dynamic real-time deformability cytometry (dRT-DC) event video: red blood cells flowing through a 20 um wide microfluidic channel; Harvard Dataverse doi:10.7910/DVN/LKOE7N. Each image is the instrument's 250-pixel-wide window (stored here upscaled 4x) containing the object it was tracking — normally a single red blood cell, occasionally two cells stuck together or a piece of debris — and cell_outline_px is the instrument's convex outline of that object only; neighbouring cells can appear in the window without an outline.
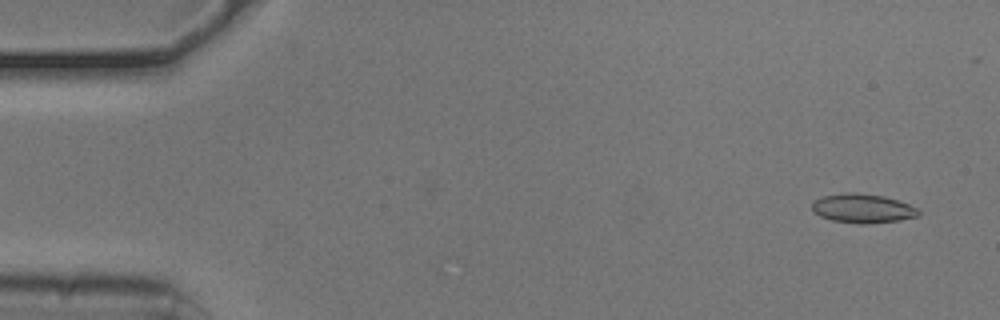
{"species": "common noctule bat (a hibernating species)", "species_latin": "Nyctalus noctula", "temperature_condition": "cold", "stored_images_in_passage": 7, "camera_frame_rate_fps": 3000, "um_per_image_px": 0.085, "animal": {"sex": "male", "body_mass_g": 20.5, "forearm_length_mm": 52.5}, "frame": {"image": 1, "passage_image": 1, "time_ms": 0.0, "image_size_px": [1000, 320], "cell_outline_px": [[920, 216], [900, 220], [864, 224], [860, 224], [832, 220], [820, 216], [812, 212], [812, 200], [824, 196], [844, 192], [852, 192], [884, 196], [908, 204], [916, 208], [920, 212]], "centroid_in_image_um": [73.29, 17.71], "position_along_channel_um": 11.7, "area_um2": 18.09}}